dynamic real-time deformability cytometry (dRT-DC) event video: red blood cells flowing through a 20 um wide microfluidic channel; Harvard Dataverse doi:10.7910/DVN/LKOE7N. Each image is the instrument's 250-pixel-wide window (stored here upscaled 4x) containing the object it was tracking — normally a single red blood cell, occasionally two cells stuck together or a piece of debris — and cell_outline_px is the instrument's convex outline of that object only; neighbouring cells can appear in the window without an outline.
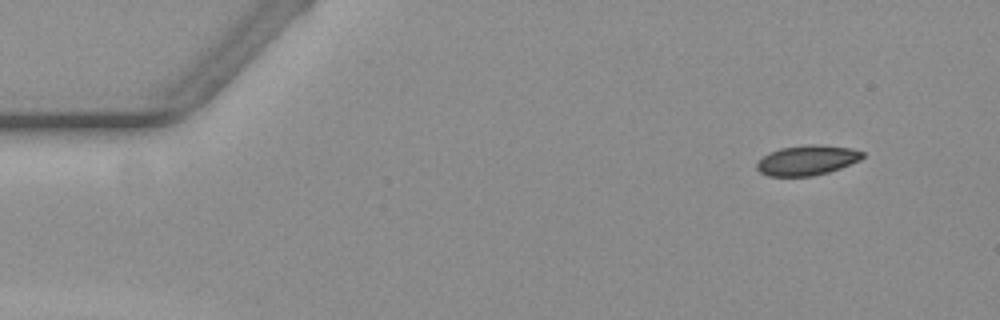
{"species": "common noctule bat (a hibernating species)", "species_latin": "Nyctalus noctula", "temperature_condition": "warm", "stored_images_in_passage": 7, "camera_frame_rate_fps": 3000, "um_per_image_px": 0.085, "animal": {"sex": "female", "body_mass_g": 19.3, "forearm_length_mm": 54.1}, "frame": {"image": 1, "passage_image": 1, "time_ms": 0.0, "image_size_px": [1000, 320], "cell_outline_px": [[864, 156], [860, 160], [840, 168], [828, 172], [812, 176], [768, 176], [760, 172], [756, 168], [756, 164], [768, 152], [780, 148], [808, 144], [820, 144], [852, 148], [864, 152]], "centroid_in_image_um": [68.61, 13.61], "position_along_channel_um": 16.4, "area_um2": 18.55}}